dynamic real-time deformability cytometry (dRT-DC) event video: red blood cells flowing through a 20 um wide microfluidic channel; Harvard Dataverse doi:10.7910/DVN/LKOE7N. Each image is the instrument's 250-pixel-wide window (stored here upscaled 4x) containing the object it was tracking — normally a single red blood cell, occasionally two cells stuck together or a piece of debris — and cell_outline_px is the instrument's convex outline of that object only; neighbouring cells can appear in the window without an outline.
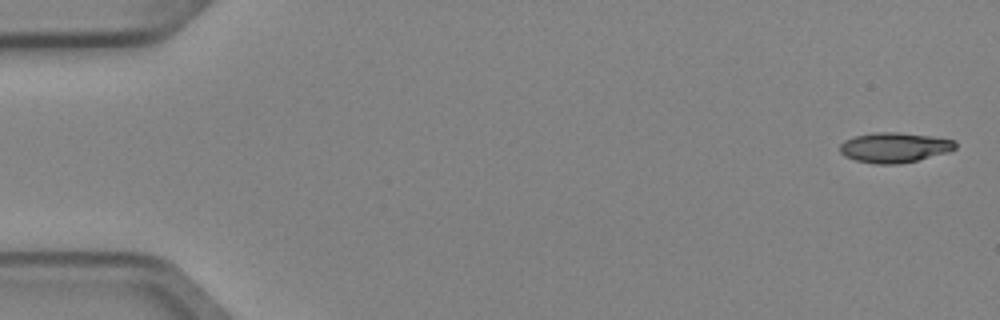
{"species": "Egyptian fruit bat (a non-hibernating species)", "species_latin": "Rousettus aegyptiacus", "temperature_condition": "cold", "stored_images_in_passage": 5, "camera_frame_rate_fps": 3000, "um_per_image_px": 0.085, "animal": {"sex": "female"}, "frame": {"image": 1, "passage_image": 1, "time_ms": 0.0, "image_size_px": [1000, 320], "cell_outline_px": [[956, 148], [948, 152], [916, 160], [896, 164], [876, 164], [856, 160], [844, 156], [840, 152], [840, 144], [844, 140], [856, 136], [876, 132], [900, 132], [932, 136], [956, 140]], "centroid_in_image_um": [76.03, 12.53], "position_along_channel_um": 9.0, "area_um2": 20.17}}
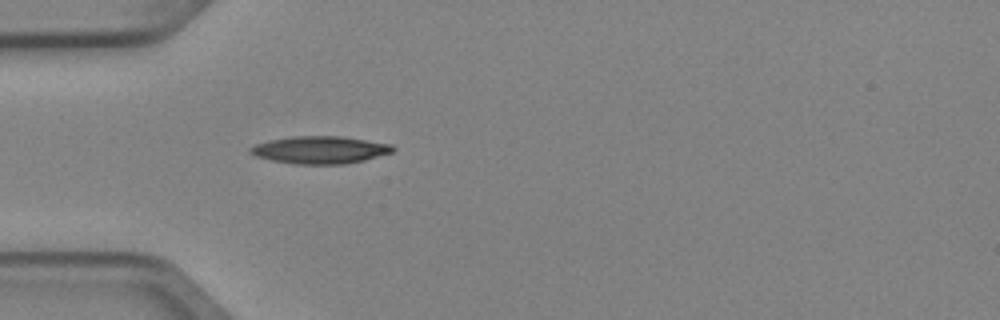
{"frame": {"image": 2, "passage_image": 5, "time_ms": 1.333, "image_size_px": [1000, 320], "cell_outline_px": [[396, 148], [392, 152], [364, 160], [344, 164], [296, 164], [272, 160], [256, 156], [248, 152], [248, 148], [256, 144], [268, 140], [292, 136], [340, 136], [392, 144]], "centroid_in_image_um": [27.18, 12.73], "position_along_channel_um": 57.8, "area_um2": 22.77}}